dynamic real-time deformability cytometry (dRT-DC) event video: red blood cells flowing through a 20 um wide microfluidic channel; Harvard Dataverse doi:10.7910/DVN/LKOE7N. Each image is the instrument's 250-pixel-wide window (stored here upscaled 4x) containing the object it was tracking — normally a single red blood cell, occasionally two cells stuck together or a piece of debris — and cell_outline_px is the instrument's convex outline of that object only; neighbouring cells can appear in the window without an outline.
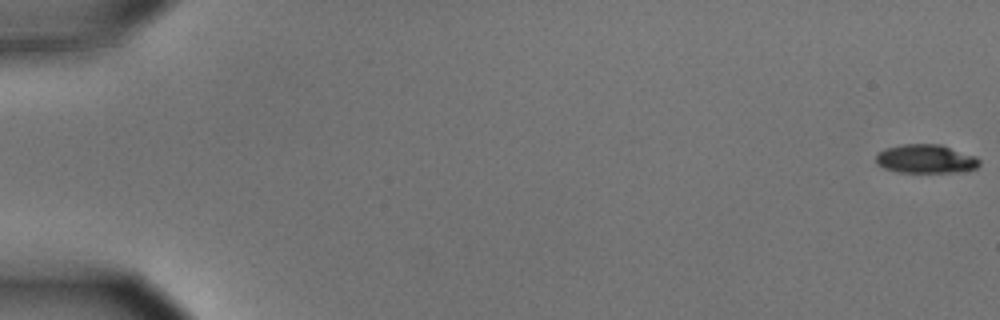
{"species": "common noctule bat (a hibernating species)", "species_latin": "Nyctalus noctula", "temperature_condition": "cold", "stored_images_in_passage": 25, "camera_frame_rate_fps": 3000, "um_per_image_px": 0.085, "animal": {"sex": "male", "body_mass_g": 15.6}, "frame": {"image": 1, "passage_image": 1, "time_ms": 0.0, "image_size_px": [1000, 320], "cell_outline_px": [[980, 164], [976, 168], [956, 172], [896, 172], [884, 168], [876, 164], [876, 152], [884, 148], [900, 144], [940, 144], [976, 156], [980, 160]], "centroid_in_image_um": [78.65, 13.5], "position_along_channel_um": 6.4, "area_um2": 17.51}}
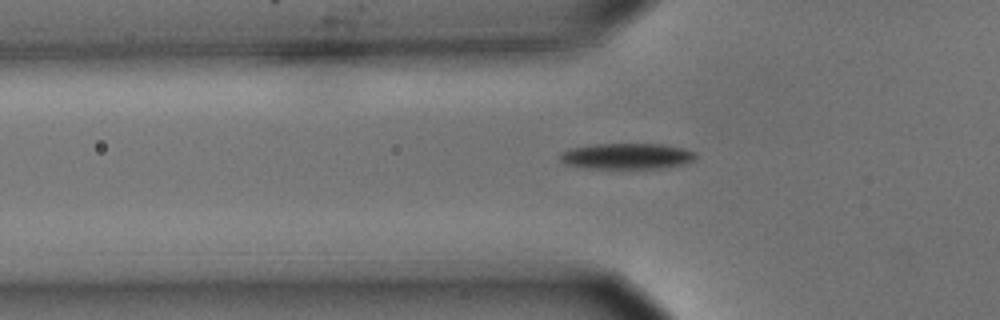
{"frame": {"image": 2, "passage_image": 20, "time_ms": 6.333, "image_size_px": [1000, 320], "cell_outline_px": [[696, 156], [692, 160], [680, 164], [660, 168], [584, 168], [564, 164], [560, 160], [560, 152], [572, 148], [592, 144], [664, 144], [696, 152]], "centroid_in_image_um": [53.21, 13.27], "position_along_channel_um": 72.6, "area_um2": 20.29}}
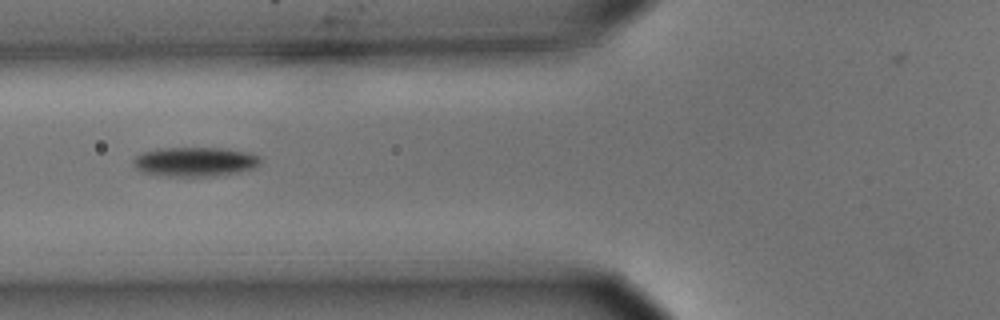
{"frame": {"image": 3, "passage_image": 23, "time_ms": 7.333, "image_size_px": [1000, 320], "cell_outline_px": [[260, 164], [256, 168], [240, 172], [216, 176], [160, 176], [140, 172], [132, 164], [132, 160], [136, 156], [144, 152], [156, 148], [228, 148], [248, 152], [260, 156]], "centroid_in_image_um": [16.57, 13.75], "position_along_channel_um": 109.2, "area_um2": 22.2}}